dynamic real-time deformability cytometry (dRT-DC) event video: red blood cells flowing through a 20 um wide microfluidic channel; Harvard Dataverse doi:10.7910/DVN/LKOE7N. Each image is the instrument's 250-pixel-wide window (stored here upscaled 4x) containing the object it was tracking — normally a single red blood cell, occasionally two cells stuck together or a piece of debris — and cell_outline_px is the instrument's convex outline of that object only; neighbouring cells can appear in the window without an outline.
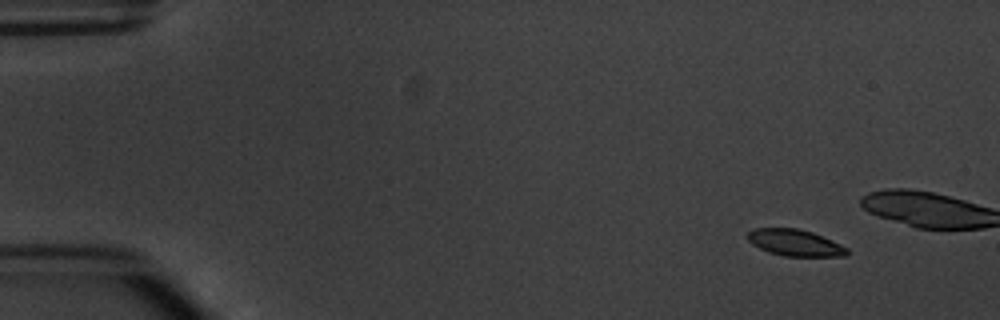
{"species": "common noctule bat (a hibernating species)", "species_latin": "Nyctalus noctula", "temperature_condition": "warm", "stored_images_in_passage": 5, "camera_frame_rate_fps": 3000, "um_per_image_px": 0.085, "animal": {"sex": "male", "body_mass_g": 20.1, "forearm_length_mm": 53.5}, "frame": {"image": 1, "passage_image": 1, "time_ms": 0.0, "image_size_px": [1000, 320], "cell_outline_px": [[848, 252], [844, 256], [784, 256], [768, 252], [752, 244], [748, 240], [748, 232], [752, 228], [796, 228], [812, 232], [832, 240], [848, 248]], "centroid_in_image_um": [67.56, 20.63], "position_along_channel_um": 17.4, "area_um2": 15.32}}